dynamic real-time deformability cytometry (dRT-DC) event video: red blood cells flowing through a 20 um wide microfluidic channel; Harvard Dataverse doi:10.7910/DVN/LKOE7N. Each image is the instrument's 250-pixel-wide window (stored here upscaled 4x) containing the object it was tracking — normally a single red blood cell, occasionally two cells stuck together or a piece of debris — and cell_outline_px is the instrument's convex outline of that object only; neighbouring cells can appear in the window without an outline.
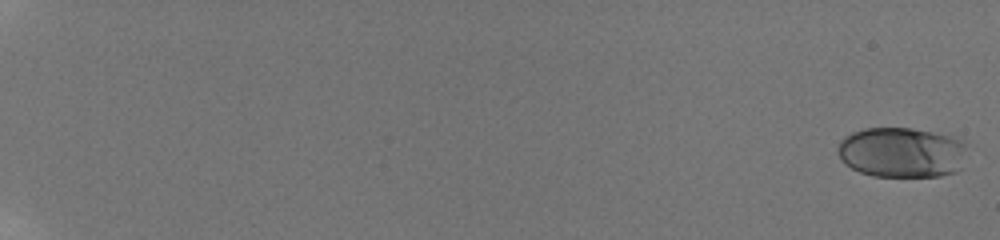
{"species": "human", "species_latin": "Homo sapiens", "temperature_condition": "room temperature", "stored_images_in_passage": 9, "camera_frame_rate_fps": 3000, "um_per_image_px": 0.085, "donor": {"sex": "male"}, "frame": {"image": 1, "passage_image": 1, "time_ms": 0.0, "image_size_px": [1000, 240], "cell_outline_px": [[964, 148], [956, 172], [940, 176], [872, 176], [860, 172], [852, 168], [840, 156], [840, 140], [844, 136], [852, 132], [864, 128], [912, 128], [956, 136], [964, 144]], "centroid_in_image_um": [76.62, 12.93], "position_along_channel_um": 8.4, "area_um2": 37.34}}
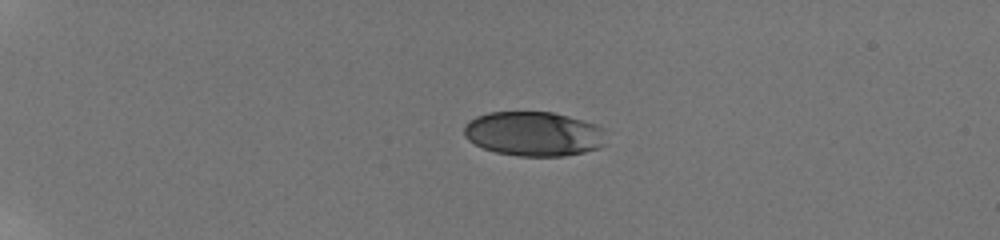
{"frame": {"image": 2, "passage_image": 6, "time_ms": 5.333, "image_size_px": [1000, 240], "cell_outline_px": [[604, 128], [600, 148], [584, 152], [564, 156], [520, 156], [496, 152], [484, 148], [468, 140], [464, 136], [464, 124], [468, 120], [476, 116], [488, 112], [552, 112], [584, 120], [596, 124]], "centroid_in_image_um": [45.33, 11.36], "position_along_channel_um": 39.7, "area_um2": 36.82}}